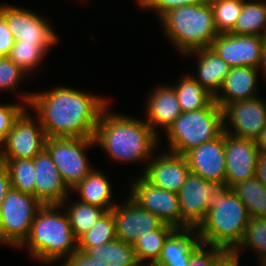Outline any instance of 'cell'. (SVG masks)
<instances>
[{
  "mask_svg": "<svg viewBox=\"0 0 266 266\" xmlns=\"http://www.w3.org/2000/svg\"><path fill=\"white\" fill-rule=\"evenodd\" d=\"M22 99L35 113L46 137L94 138L106 98L90 95L70 87L25 93Z\"/></svg>",
  "mask_w": 266,
  "mask_h": 266,
  "instance_id": "1",
  "label": "cell"
},
{
  "mask_svg": "<svg viewBox=\"0 0 266 266\" xmlns=\"http://www.w3.org/2000/svg\"><path fill=\"white\" fill-rule=\"evenodd\" d=\"M107 108L100 114L95 143L116 162H149L157 147L158 136L145 120L111 113Z\"/></svg>",
  "mask_w": 266,
  "mask_h": 266,
  "instance_id": "2",
  "label": "cell"
},
{
  "mask_svg": "<svg viewBox=\"0 0 266 266\" xmlns=\"http://www.w3.org/2000/svg\"><path fill=\"white\" fill-rule=\"evenodd\" d=\"M61 205H43L36 213L25 242L19 247L28 248L34 259L53 263L65 259L78 249L67 214L59 213Z\"/></svg>",
  "mask_w": 266,
  "mask_h": 266,
  "instance_id": "3",
  "label": "cell"
},
{
  "mask_svg": "<svg viewBox=\"0 0 266 266\" xmlns=\"http://www.w3.org/2000/svg\"><path fill=\"white\" fill-rule=\"evenodd\" d=\"M250 216L245 204L229 187L215 193L198 232L204 244L233 250L241 241Z\"/></svg>",
  "mask_w": 266,
  "mask_h": 266,
  "instance_id": "4",
  "label": "cell"
},
{
  "mask_svg": "<svg viewBox=\"0 0 266 266\" xmlns=\"http://www.w3.org/2000/svg\"><path fill=\"white\" fill-rule=\"evenodd\" d=\"M164 33L182 54L209 48L219 34L210 2L174 8L161 18Z\"/></svg>",
  "mask_w": 266,
  "mask_h": 266,
  "instance_id": "5",
  "label": "cell"
},
{
  "mask_svg": "<svg viewBox=\"0 0 266 266\" xmlns=\"http://www.w3.org/2000/svg\"><path fill=\"white\" fill-rule=\"evenodd\" d=\"M224 131L222 108L213 100L206 108L182 112L166 131L169 151L184 155L192 148L216 139Z\"/></svg>",
  "mask_w": 266,
  "mask_h": 266,
  "instance_id": "6",
  "label": "cell"
},
{
  "mask_svg": "<svg viewBox=\"0 0 266 266\" xmlns=\"http://www.w3.org/2000/svg\"><path fill=\"white\" fill-rule=\"evenodd\" d=\"M43 204L33 195L10 188L0 207V244L20 247Z\"/></svg>",
  "mask_w": 266,
  "mask_h": 266,
  "instance_id": "7",
  "label": "cell"
},
{
  "mask_svg": "<svg viewBox=\"0 0 266 266\" xmlns=\"http://www.w3.org/2000/svg\"><path fill=\"white\" fill-rule=\"evenodd\" d=\"M96 144L94 138L47 137L45 150L49 153L67 187L71 190L93 169L84 151Z\"/></svg>",
  "mask_w": 266,
  "mask_h": 266,
  "instance_id": "8",
  "label": "cell"
},
{
  "mask_svg": "<svg viewBox=\"0 0 266 266\" xmlns=\"http://www.w3.org/2000/svg\"><path fill=\"white\" fill-rule=\"evenodd\" d=\"M35 119L26 110L19 116L0 145V159H34L45 149L47 137Z\"/></svg>",
  "mask_w": 266,
  "mask_h": 266,
  "instance_id": "9",
  "label": "cell"
},
{
  "mask_svg": "<svg viewBox=\"0 0 266 266\" xmlns=\"http://www.w3.org/2000/svg\"><path fill=\"white\" fill-rule=\"evenodd\" d=\"M0 13L15 42L38 43L48 52L59 40L50 23L28 9L2 4Z\"/></svg>",
  "mask_w": 266,
  "mask_h": 266,
  "instance_id": "10",
  "label": "cell"
},
{
  "mask_svg": "<svg viewBox=\"0 0 266 266\" xmlns=\"http://www.w3.org/2000/svg\"><path fill=\"white\" fill-rule=\"evenodd\" d=\"M131 183V194L128 198L140 208L153 213L164 224L182 229V215L177 193L155 187L142 176Z\"/></svg>",
  "mask_w": 266,
  "mask_h": 266,
  "instance_id": "11",
  "label": "cell"
},
{
  "mask_svg": "<svg viewBox=\"0 0 266 266\" xmlns=\"http://www.w3.org/2000/svg\"><path fill=\"white\" fill-rule=\"evenodd\" d=\"M221 186L190 172L180 188L178 200L182 215V229L198 228L204 221L215 193Z\"/></svg>",
  "mask_w": 266,
  "mask_h": 266,
  "instance_id": "12",
  "label": "cell"
},
{
  "mask_svg": "<svg viewBox=\"0 0 266 266\" xmlns=\"http://www.w3.org/2000/svg\"><path fill=\"white\" fill-rule=\"evenodd\" d=\"M222 113L224 132L237 137L256 140L266 125V102L259 96L227 103Z\"/></svg>",
  "mask_w": 266,
  "mask_h": 266,
  "instance_id": "13",
  "label": "cell"
},
{
  "mask_svg": "<svg viewBox=\"0 0 266 266\" xmlns=\"http://www.w3.org/2000/svg\"><path fill=\"white\" fill-rule=\"evenodd\" d=\"M259 153L255 140L225 132V187L233 188L238 183L256 176Z\"/></svg>",
  "mask_w": 266,
  "mask_h": 266,
  "instance_id": "14",
  "label": "cell"
},
{
  "mask_svg": "<svg viewBox=\"0 0 266 266\" xmlns=\"http://www.w3.org/2000/svg\"><path fill=\"white\" fill-rule=\"evenodd\" d=\"M263 47L261 36L232 33L218 34L210 46L230 68L241 66L258 68Z\"/></svg>",
  "mask_w": 266,
  "mask_h": 266,
  "instance_id": "15",
  "label": "cell"
},
{
  "mask_svg": "<svg viewBox=\"0 0 266 266\" xmlns=\"http://www.w3.org/2000/svg\"><path fill=\"white\" fill-rule=\"evenodd\" d=\"M190 172L225 187V132L184 154Z\"/></svg>",
  "mask_w": 266,
  "mask_h": 266,
  "instance_id": "16",
  "label": "cell"
},
{
  "mask_svg": "<svg viewBox=\"0 0 266 266\" xmlns=\"http://www.w3.org/2000/svg\"><path fill=\"white\" fill-rule=\"evenodd\" d=\"M126 201L123 205L116 204L111 212L115 219L117 239L133 245L140 235L158 230L164 223L153 213L140 208L132 199Z\"/></svg>",
  "mask_w": 266,
  "mask_h": 266,
  "instance_id": "17",
  "label": "cell"
},
{
  "mask_svg": "<svg viewBox=\"0 0 266 266\" xmlns=\"http://www.w3.org/2000/svg\"><path fill=\"white\" fill-rule=\"evenodd\" d=\"M35 186L34 196L43 205H61L69 202L71 190L63 181L49 153L44 149L34 158ZM69 192V193H68Z\"/></svg>",
  "mask_w": 266,
  "mask_h": 266,
  "instance_id": "18",
  "label": "cell"
},
{
  "mask_svg": "<svg viewBox=\"0 0 266 266\" xmlns=\"http://www.w3.org/2000/svg\"><path fill=\"white\" fill-rule=\"evenodd\" d=\"M142 172V177L155 187L178 193L184 185L190 169L184 155L164 152L151 158Z\"/></svg>",
  "mask_w": 266,
  "mask_h": 266,
  "instance_id": "19",
  "label": "cell"
},
{
  "mask_svg": "<svg viewBox=\"0 0 266 266\" xmlns=\"http://www.w3.org/2000/svg\"><path fill=\"white\" fill-rule=\"evenodd\" d=\"M149 96L146 106L148 116L146 123L158 136V130H156L158 126H162L166 132L182 111L173 85L158 86Z\"/></svg>",
  "mask_w": 266,
  "mask_h": 266,
  "instance_id": "20",
  "label": "cell"
},
{
  "mask_svg": "<svg viewBox=\"0 0 266 266\" xmlns=\"http://www.w3.org/2000/svg\"><path fill=\"white\" fill-rule=\"evenodd\" d=\"M201 244L198 228L175 229L165 240L154 266H187L192 253Z\"/></svg>",
  "mask_w": 266,
  "mask_h": 266,
  "instance_id": "21",
  "label": "cell"
},
{
  "mask_svg": "<svg viewBox=\"0 0 266 266\" xmlns=\"http://www.w3.org/2000/svg\"><path fill=\"white\" fill-rule=\"evenodd\" d=\"M257 72L259 69L255 67L230 68L221 89L214 96L215 102L223 108L227 103L233 101L257 97Z\"/></svg>",
  "mask_w": 266,
  "mask_h": 266,
  "instance_id": "22",
  "label": "cell"
},
{
  "mask_svg": "<svg viewBox=\"0 0 266 266\" xmlns=\"http://www.w3.org/2000/svg\"><path fill=\"white\" fill-rule=\"evenodd\" d=\"M197 55V75L193 78L199 82L208 92L215 96L222 87L230 66L219 57L210 47L195 49L184 55Z\"/></svg>",
  "mask_w": 266,
  "mask_h": 266,
  "instance_id": "23",
  "label": "cell"
},
{
  "mask_svg": "<svg viewBox=\"0 0 266 266\" xmlns=\"http://www.w3.org/2000/svg\"><path fill=\"white\" fill-rule=\"evenodd\" d=\"M104 174L96 169L93 170L74 188L72 192H77L79 201L104 208L107 212L116 205L111 202V184ZM111 203V204H110Z\"/></svg>",
  "mask_w": 266,
  "mask_h": 266,
  "instance_id": "24",
  "label": "cell"
},
{
  "mask_svg": "<svg viewBox=\"0 0 266 266\" xmlns=\"http://www.w3.org/2000/svg\"><path fill=\"white\" fill-rule=\"evenodd\" d=\"M78 249L95 258L98 266H135L138 263L133 245L117 238L100 246Z\"/></svg>",
  "mask_w": 266,
  "mask_h": 266,
  "instance_id": "25",
  "label": "cell"
},
{
  "mask_svg": "<svg viewBox=\"0 0 266 266\" xmlns=\"http://www.w3.org/2000/svg\"><path fill=\"white\" fill-rule=\"evenodd\" d=\"M266 30V1L249 0L242 4L241 13L233 30L235 35H255L263 37Z\"/></svg>",
  "mask_w": 266,
  "mask_h": 266,
  "instance_id": "26",
  "label": "cell"
},
{
  "mask_svg": "<svg viewBox=\"0 0 266 266\" xmlns=\"http://www.w3.org/2000/svg\"><path fill=\"white\" fill-rule=\"evenodd\" d=\"M173 87L182 112L204 109L214 100V96L197 82L192 75H183L179 83Z\"/></svg>",
  "mask_w": 266,
  "mask_h": 266,
  "instance_id": "27",
  "label": "cell"
},
{
  "mask_svg": "<svg viewBox=\"0 0 266 266\" xmlns=\"http://www.w3.org/2000/svg\"><path fill=\"white\" fill-rule=\"evenodd\" d=\"M232 189L245 204L250 218H266V187L256 176L238 183Z\"/></svg>",
  "mask_w": 266,
  "mask_h": 266,
  "instance_id": "28",
  "label": "cell"
},
{
  "mask_svg": "<svg viewBox=\"0 0 266 266\" xmlns=\"http://www.w3.org/2000/svg\"><path fill=\"white\" fill-rule=\"evenodd\" d=\"M174 230V227L163 224L158 230L140 235L133 244L138 262L143 263L148 259L149 264L154 265L160 257L165 240Z\"/></svg>",
  "mask_w": 266,
  "mask_h": 266,
  "instance_id": "29",
  "label": "cell"
},
{
  "mask_svg": "<svg viewBox=\"0 0 266 266\" xmlns=\"http://www.w3.org/2000/svg\"><path fill=\"white\" fill-rule=\"evenodd\" d=\"M8 171L11 187L34 196V159H0Z\"/></svg>",
  "mask_w": 266,
  "mask_h": 266,
  "instance_id": "30",
  "label": "cell"
},
{
  "mask_svg": "<svg viewBox=\"0 0 266 266\" xmlns=\"http://www.w3.org/2000/svg\"><path fill=\"white\" fill-rule=\"evenodd\" d=\"M65 211L74 237L78 240L107 212L104 208L76 201Z\"/></svg>",
  "mask_w": 266,
  "mask_h": 266,
  "instance_id": "31",
  "label": "cell"
},
{
  "mask_svg": "<svg viewBox=\"0 0 266 266\" xmlns=\"http://www.w3.org/2000/svg\"><path fill=\"white\" fill-rule=\"evenodd\" d=\"M244 248L258 252V259L266 257V218L252 217L249 219L239 244L233 249L238 255Z\"/></svg>",
  "mask_w": 266,
  "mask_h": 266,
  "instance_id": "32",
  "label": "cell"
},
{
  "mask_svg": "<svg viewBox=\"0 0 266 266\" xmlns=\"http://www.w3.org/2000/svg\"><path fill=\"white\" fill-rule=\"evenodd\" d=\"M116 238L115 219L112 212L108 211L78 239V247L100 246Z\"/></svg>",
  "mask_w": 266,
  "mask_h": 266,
  "instance_id": "33",
  "label": "cell"
},
{
  "mask_svg": "<svg viewBox=\"0 0 266 266\" xmlns=\"http://www.w3.org/2000/svg\"><path fill=\"white\" fill-rule=\"evenodd\" d=\"M209 2L218 33H230L241 13L243 2L236 0H209Z\"/></svg>",
  "mask_w": 266,
  "mask_h": 266,
  "instance_id": "34",
  "label": "cell"
},
{
  "mask_svg": "<svg viewBox=\"0 0 266 266\" xmlns=\"http://www.w3.org/2000/svg\"><path fill=\"white\" fill-rule=\"evenodd\" d=\"M47 51L38 43L15 42L8 57L26 73L40 67L39 63L45 58Z\"/></svg>",
  "mask_w": 266,
  "mask_h": 266,
  "instance_id": "35",
  "label": "cell"
},
{
  "mask_svg": "<svg viewBox=\"0 0 266 266\" xmlns=\"http://www.w3.org/2000/svg\"><path fill=\"white\" fill-rule=\"evenodd\" d=\"M26 72L17 66L9 57H0V91H15L17 84L25 77Z\"/></svg>",
  "mask_w": 266,
  "mask_h": 266,
  "instance_id": "36",
  "label": "cell"
},
{
  "mask_svg": "<svg viewBox=\"0 0 266 266\" xmlns=\"http://www.w3.org/2000/svg\"><path fill=\"white\" fill-rule=\"evenodd\" d=\"M25 111L22 104H0V145L6 139L15 121Z\"/></svg>",
  "mask_w": 266,
  "mask_h": 266,
  "instance_id": "37",
  "label": "cell"
},
{
  "mask_svg": "<svg viewBox=\"0 0 266 266\" xmlns=\"http://www.w3.org/2000/svg\"><path fill=\"white\" fill-rule=\"evenodd\" d=\"M209 0H136L138 6L147 8L148 10H155L159 18H161L168 11L185 5L202 4Z\"/></svg>",
  "mask_w": 266,
  "mask_h": 266,
  "instance_id": "38",
  "label": "cell"
},
{
  "mask_svg": "<svg viewBox=\"0 0 266 266\" xmlns=\"http://www.w3.org/2000/svg\"><path fill=\"white\" fill-rule=\"evenodd\" d=\"M209 247L207 250L204 247ZM225 249L202 243L191 255L187 266H212Z\"/></svg>",
  "mask_w": 266,
  "mask_h": 266,
  "instance_id": "39",
  "label": "cell"
},
{
  "mask_svg": "<svg viewBox=\"0 0 266 266\" xmlns=\"http://www.w3.org/2000/svg\"><path fill=\"white\" fill-rule=\"evenodd\" d=\"M15 44L12 32L6 24L4 16L0 13V57H8Z\"/></svg>",
  "mask_w": 266,
  "mask_h": 266,
  "instance_id": "40",
  "label": "cell"
},
{
  "mask_svg": "<svg viewBox=\"0 0 266 266\" xmlns=\"http://www.w3.org/2000/svg\"><path fill=\"white\" fill-rule=\"evenodd\" d=\"M62 266H98L95 258L89 256L85 251L77 249L74 253L64 259Z\"/></svg>",
  "mask_w": 266,
  "mask_h": 266,
  "instance_id": "41",
  "label": "cell"
},
{
  "mask_svg": "<svg viewBox=\"0 0 266 266\" xmlns=\"http://www.w3.org/2000/svg\"><path fill=\"white\" fill-rule=\"evenodd\" d=\"M212 266H239V255L233 250H225Z\"/></svg>",
  "mask_w": 266,
  "mask_h": 266,
  "instance_id": "42",
  "label": "cell"
},
{
  "mask_svg": "<svg viewBox=\"0 0 266 266\" xmlns=\"http://www.w3.org/2000/svg\"><path fill=\"white\" fill-rule=\"evenodd\" d=\"M11 188L9 174L3 163H0V207L8 190Z\"/></svg>",
  "mask_w": 266,
  "mask_h": 266,
  "instance_id": "43",
  "label": "cell"
},
{
  "mask_svg": "<svg viewBox=\"0 0 266 266\" xmlns=\"http://www.w3.org/2000/svg\"><path fill=\"white\" fill-rule=\"evenodd\" d=\"M256 177L266 187V152H260L257 159Z\"/></svg>",
  "mask_w": 266,
  "mask_h": 266,
  "instance_id": "44",
  "label": "cell"
},
{
  "mask_svg": "<svg viewBox=\"0 0 266 266\" xmlns=\"http://www.w3.org/2000/svg\"><path fill=\"white\" fill-rule=\"evenodd\" d=\"M255 143L260 152H266V125L261 130L259 136L256 138Z\"/></svg>",
  "mask_w": 266,
  "mask_h": 266,
  "instance_id": "45",
  "label": "cell"
},
{
  "mask_svg": "<svg viewBox=\"0 0 266 266\" xmlns=\"http://www.w3.org/2000/svg\"><path fill=\"white\" fill-rule=\"evenodd\" d=\"M261 69V71L263 72V74L266 77V45H264L263 50H262V55H261V59H260V64L258 66V69Z\"/></svg>",
  "mask_w": 266,
  "mask_h": 266,
  "instance_id": "46",
  "label": "cell"
},
{
  "mask_svg": "<svg viewBox=\"0 0 266 266\" xmlns=\"http://www.w3.org/2000/svg\"><path fill=\"white\" fill-rule=\"evenodd\" d=\"M135 266H154V265H151V264H149L147 262L146 263H140V262H138Z\"/></svg>",
  "mask_w": 266,
  "mask_h": 266,
  "instance_id": "47",
  "label": "cell"
},
{
  "mask_svg": "<svg viewBox=\"0 0 266 266\" xmlns=\"http://www.w3.org/2000/svg\"><path fill=\"white\" fill-rule=\"evenodd\" d=\"M263 42H264V45H266V30H265L264 35H263Z\"/></svg>",
  "mask_w": 266,
  "mask_h": 266,
  "instance_id": "48",
  "label": "cell"
},
{
  "mask_svg": "<svg viewBox=\"0 0 266 266\" xmlns=\"http://www.w3.org/2000/svg\"><path fill=\"white\" fill-rule=\"evenodd\" d=\"M236 1L245 2V1H249V0H236Z\"/></svg>",
  "mask_w": 266,
  "mask_h": 266,
  "instance_id": "49",
  "label": "cell"
}]
</instances>
